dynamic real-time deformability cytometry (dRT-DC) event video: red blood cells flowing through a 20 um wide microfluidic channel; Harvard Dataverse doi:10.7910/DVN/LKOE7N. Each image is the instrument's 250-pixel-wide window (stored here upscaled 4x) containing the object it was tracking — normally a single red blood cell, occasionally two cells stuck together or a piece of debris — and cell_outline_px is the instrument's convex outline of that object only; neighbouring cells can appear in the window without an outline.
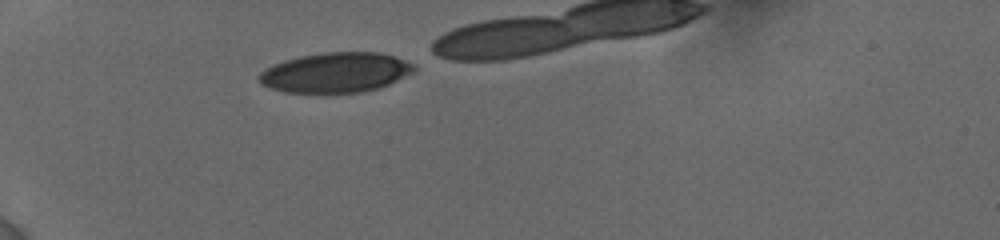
{"species": "human", "species_latin": "Homo sapiens", "temperature_condition": "cold", "stored_images_in_passage": 14, "camera_frame_rate_fps": 3000, "um_per_image_px": 0.085, "donor": {"sex": "female"}, "frame": {"image": 1, "passage_image": 1, "time_ms": 0.0, "image_size_px": [1000, 240], "cell_outline_px": [[416, 68], [412, 72], [380, 88], [360, 92], [324, 96], [284, 92], [260, 84], [256, 76], [260, 72], [284, 60], [300, 56], [324, 52], [376, 52], [392, 56], [416, 64]], "centroid_in_image_um": [28.48, 6.21], "position_along_channel_um": 56.5, "area_um2": 36.88}}
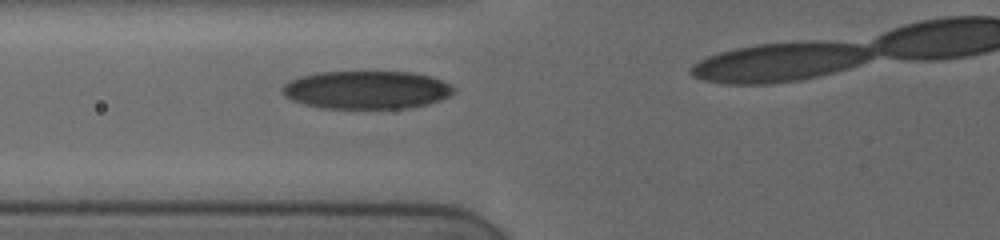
{"frame": {"image": 2, "passage_image": 11, "time_ms": 1.667, "image_size_px": [1000, 240], "cell_outline_px": [[452, 92], [448, 96], [440, 100], [428, 104], [404, 108], [324, 108], [304, 104], [292, 100], [284, 96], [280, 92], [280, 88], [284, 84], [300, 76], [320, 72], [412, 72], [428, 76], [440, 80], [448, 84], [452, 88]], "centroid_in_image_um": [31.09, 7.64], "position_along_channel_um": 94.7, "area_um2": 37.74}}